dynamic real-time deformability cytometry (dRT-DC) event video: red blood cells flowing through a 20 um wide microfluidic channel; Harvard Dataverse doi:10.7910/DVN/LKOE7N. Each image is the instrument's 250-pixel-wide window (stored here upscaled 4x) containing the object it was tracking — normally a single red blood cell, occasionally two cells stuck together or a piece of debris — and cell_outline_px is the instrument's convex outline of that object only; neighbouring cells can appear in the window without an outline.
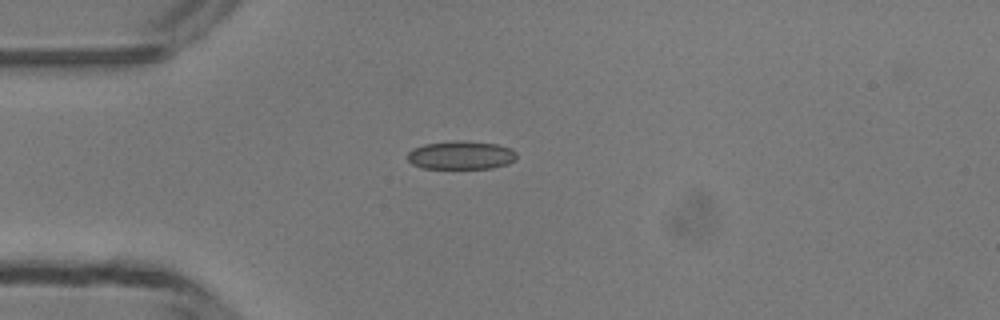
{"species": "common noctule bat (a hibernating species)", "species_latin": "Nyctalus noctula", "temperature_condition": "room temperature", "stored_images_in_passage": 37, "camera_frame_rate_fps": 3000, "um_per_image_px": 0.085, "animal": {"sex": "male", "body_mass_g": 13.3}, "frame": {"image": 1, "passage_image": 1, "time_ms": 0.0, "image_size_px": [1000, 320], "cell_outline_px": [[516, 160], [508, 164], [492, 168], [424, 168], [412, 164], [408, 160], [408, 152], [412, 148], [424, 144], [456, 140], [464, 140], [496, 144], [512, 148], [516, 152]], "centroid_in_image_um": [39.2, 13.18], "position_along_channel_um": 45.8, "area_um2": 18.21}}
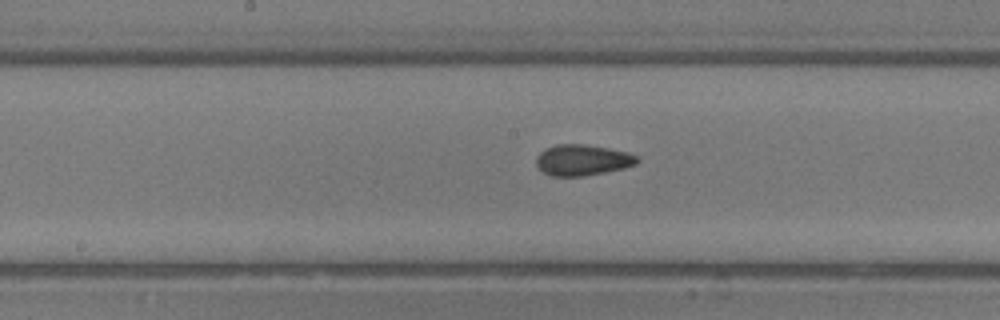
{"frame": {"image": 2, "passage_image": 13, "time_ms": 4.0, "image_size_px": [1000, 320], "cell_outline_px": [[640, 160], [636, 164], [624, 168], [584, 176], [552, 176], [544, 172], [536, 164], [536, 156], [544, 148], [556, 144], [584, 144], [608, 148], [628, 152], [636, 156]], "centroid_in_image_um": [49.5, 13.59], "position_along_channel_um": 198.7, "area_um2": 18.21}}
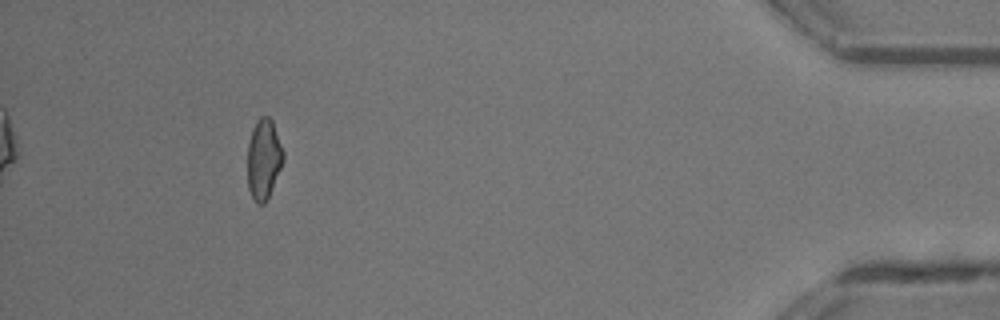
{"frame": {"image": 3, "passage_image": 33, "time_ms": 10.667, "image_size_px": [1000, 320], "cell_outline_px": [[284, 160], [268, 196], [264, 204], [260, 204], [252, 196], [248, 188], [248, 144], [252, 128], [256, 120], [260, 116], [268, 116], [272, 120], [284, 152]], "centroid_in_image_um": [22.41, 13.47], "position_along_channel_um": 412.8, "area_um2": 16.53}, "authors_computed_cell_mechanics": {"area_um2": 17.6868, "velocity_mm_per_s": 4.2132, "shape_relaxation_time_tau1_ms": 5.943, "shape_relaxation_time_tau2_ms": 2.2364, "deformation_change_tau1": 0.1104, "deformation_change_tau2": 0.0572}}